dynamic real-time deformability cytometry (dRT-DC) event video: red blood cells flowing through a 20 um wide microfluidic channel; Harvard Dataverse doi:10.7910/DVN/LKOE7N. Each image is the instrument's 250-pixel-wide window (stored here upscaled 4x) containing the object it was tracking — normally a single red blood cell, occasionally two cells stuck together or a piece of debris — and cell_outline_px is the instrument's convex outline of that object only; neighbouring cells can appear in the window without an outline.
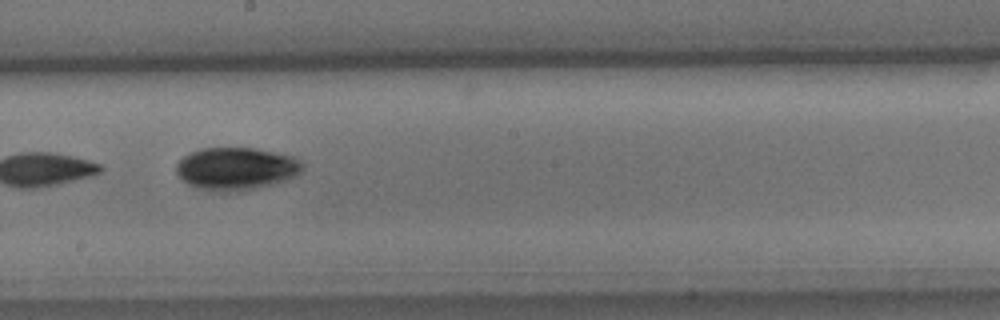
{"species": "common noctule bat (a hibernating species)", "species_latin": "Nyctalus noctula", "temperature_condition": "cold", "stored_images_in_passage": 13, "camera_frame_rate_fps": 3000, "um_per_image_px": 0.085, "animal": {"sex": "male", "body_mass_g": 15.6}, "frame": {"image": 1, "passage_image": 8, "time_ms": 9.333, "image_size_px": [1000, 320], "cell_outline_px": [[304, 168], [296, 176], [272, 184], [256, 188], [236, 192], [228, 192], [200, 188], [188, 184], [180, 180], [176, 172], [176, 164], [184, 156], [200, 148], [256, 148], [292, 156], [300, 160], [304, 164]], "centroid_in_image_um": [20.07, 14.33], "position_along_channel_um": 228.1, "area_um2": 31.33}}
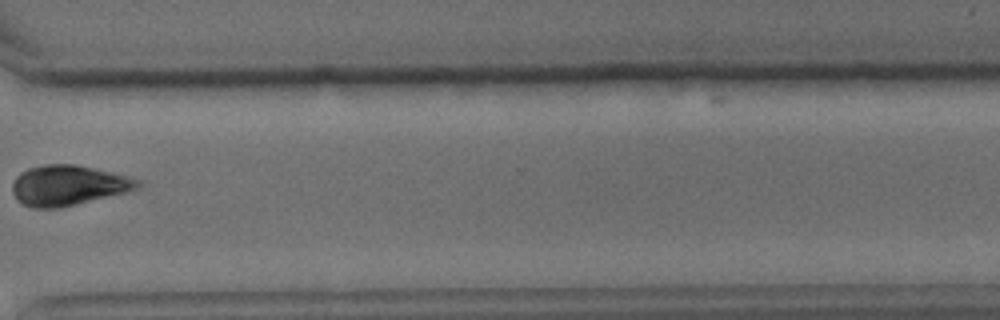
{"frame": {"image": 2, "passage_image": 11, "time_ms": 13.0, "image_size_px": [1000, 320], "cell_outline_px": [[144, 184], [140, 188], [60, 208], [32, 208], [16, 200], [12, 192], [12, 184], [16, 176], [20, 172], [28, 168], [44, 164], [76, 164], [112, 172], [144, 180]], "centroid_in_image_um": [5.81, 15.74], "position_along_channel_um": 364.8, "area_um2": 29.59}, "authors_computed_cell_mechanics": {"area_um2": 29.189, "velocity_mm_per_s": 3.7195, "shape_relaxation_time_tau1_ms": 4.3592, "shape_relaxation_time_tau2_ms": null, "deformation_change_tau1": 0.0865, "deformation_change_tau2": null}}